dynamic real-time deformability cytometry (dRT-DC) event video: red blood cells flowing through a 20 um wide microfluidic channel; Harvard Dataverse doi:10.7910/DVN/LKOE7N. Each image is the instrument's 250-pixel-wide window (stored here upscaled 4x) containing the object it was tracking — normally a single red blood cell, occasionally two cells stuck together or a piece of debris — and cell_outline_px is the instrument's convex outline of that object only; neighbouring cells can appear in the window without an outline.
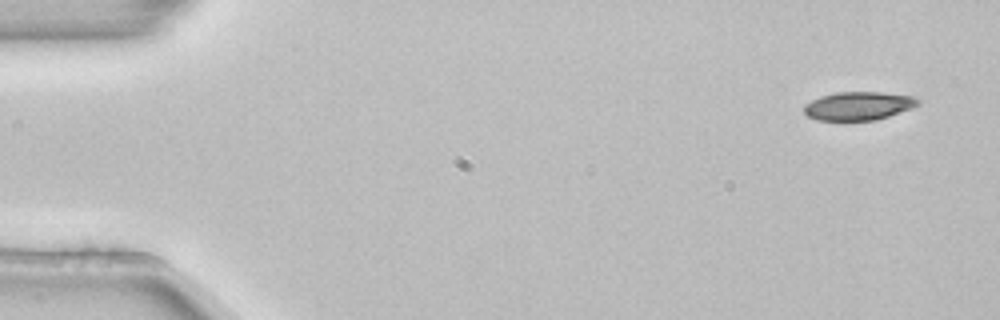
{"species": "common noctule bat (a hibernating species)", "species_latin": "Nyctalus noctula", "temperature_condition": "room temperature", "stored_images_in_passage": 3, "camera_frame_rate_fps": 3000, "um_per_image_px": 0.085, "animal": {"sex": "female", "body_mass_g": 22.7, "forearm_length_mm": 54.2}, "frame": {"image": 1, "passage_image": 1, "time_ms": 0.0, "image_size_px": [1000, 320], "cell_outline_px": [[920, 104], [912, 108], [876, 120], [816, 120], [808, 116], [804, 112], [804, 104], [820, 96], [836, 92], [880, 92], [912, 96], [920, 100]], "centroid_in_image_um": [72.96, 9.0], "position_along_channel_um": 12.0, "area_um2": 18.84}}